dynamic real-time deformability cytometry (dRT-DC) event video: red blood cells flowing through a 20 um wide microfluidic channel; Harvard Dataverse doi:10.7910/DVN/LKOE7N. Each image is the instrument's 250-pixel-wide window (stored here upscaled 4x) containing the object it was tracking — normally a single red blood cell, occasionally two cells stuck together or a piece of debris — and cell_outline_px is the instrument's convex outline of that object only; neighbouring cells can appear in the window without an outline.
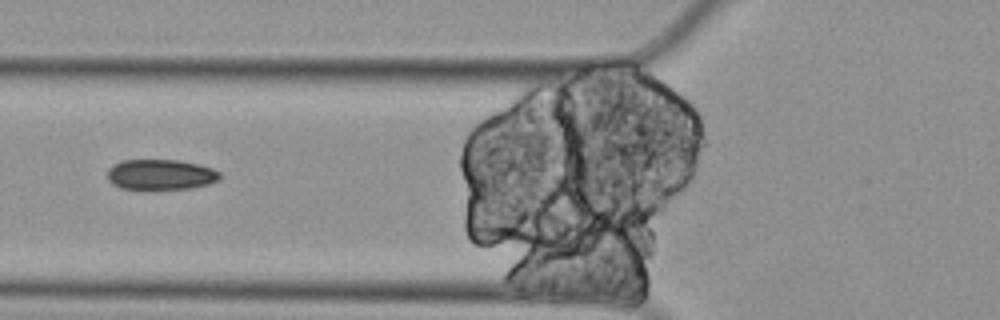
{"species": "Egyptian fruit bat (a non-hibernating species)", "species_latin": "Rousettus aegyptiacus", "temperature_condition": "cold", "stored_images_in_passage": 10, "camera_frame_rate_fps": 3000, "um_per_image_px": 0.085, "animal": {"sex": "female"}, "frame": {"image": 1, "passage_image": 6, "time_ms": 1.667, "image_size_px": [1000, 320], "cell_outline_px": [[220, 180], [208, 184], [192, 188], [120, 188], [112, 184], [108, 180], [108, 168], [112, 164], [120, 160], [176, 160], [200, 164], [212, 168], [220, 172]], "centroid_in_image_um": [13.65, 14.82], "position_along_channel_um": 112.1, "area_um2": 19.88}}
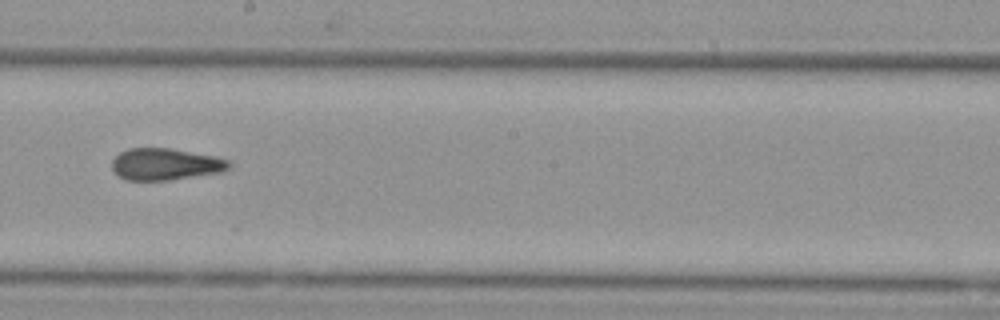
{"frame": {"image": 2, "passage_image": 9, "time_ms": 2.667, "image_size_px": [1000, 320], "cell_outline_px": [[232, 164], [224, 172], [168, 180], [124, 180], [116, 176], [112, 168], [112, 160], [120, 152], [128, 148], [172, 148], [216, 156], [228, 160]], "centroid_in_image_um": [14.05, 13.96], "position_along_channel_um": 234.1, "area_um2": 21.96}}
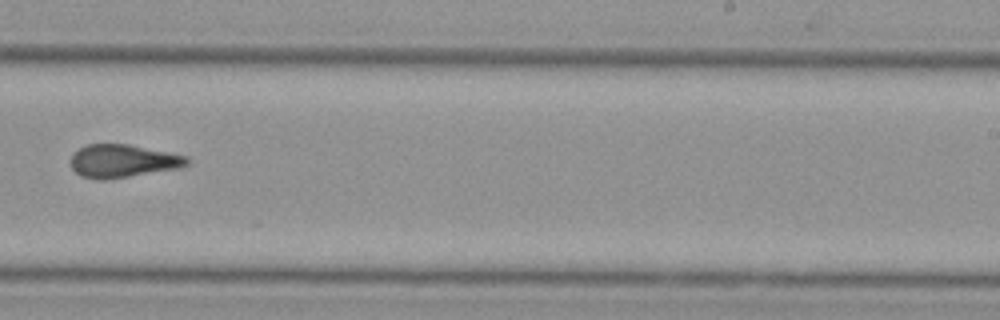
{"frame": {"image": 3, "passage_image": 10, "time_ms": 3.0, "image_size_px": [1000, 320], "cell_outline_px": [[192, 164], [184, 168], [104, 180], [100, 180], [80, 176], [72, 168], [68, 160], [72, 152], [88, 144], [128, 144], [188, 156], [192, 160]], "centroid_in_image_um": [10.48, 13.69], "position_along_channel_um": 278.5, "area_um2": 22.95}}